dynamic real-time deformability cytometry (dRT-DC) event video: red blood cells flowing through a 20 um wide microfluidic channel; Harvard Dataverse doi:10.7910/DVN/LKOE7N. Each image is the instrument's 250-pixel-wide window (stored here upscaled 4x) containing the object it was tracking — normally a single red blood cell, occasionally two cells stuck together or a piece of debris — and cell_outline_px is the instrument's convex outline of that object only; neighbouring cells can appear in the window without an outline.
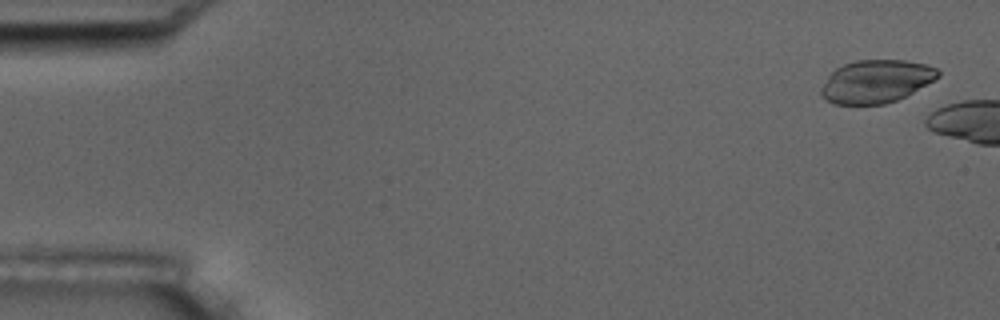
{"species": "common noctule bat (a hibernating species)", "species_latin": "Nyctalus noctula", "temperature_condition": "room temperature", "stored_images_in_passage": 3, "camera_frame_rate_fps": 3000, "um_per_image_px": 0.085, "animal": {"sex": "male", "body_mass_g": 17.5, "forearm_length_mm": 52.3}, "frame": {"image": 1, "passage_image": 1, "time_ms": 0.0, "image_size_px": [1000, 320], "cell_outline_px": [[940, 76], [912, 92], [896, 100], [884, 104], [832, 104], [824, 100], [820, 96], [820, 88], [828, 76], [836, 68], [844, 64], [856, 60], [904, 60], [924, 64], [936, 68], [940, 72]], "centroid_in_image_um": [74.41, 6.92], "position_along_channel_um": 10.6, "area_um2": 29.13}}